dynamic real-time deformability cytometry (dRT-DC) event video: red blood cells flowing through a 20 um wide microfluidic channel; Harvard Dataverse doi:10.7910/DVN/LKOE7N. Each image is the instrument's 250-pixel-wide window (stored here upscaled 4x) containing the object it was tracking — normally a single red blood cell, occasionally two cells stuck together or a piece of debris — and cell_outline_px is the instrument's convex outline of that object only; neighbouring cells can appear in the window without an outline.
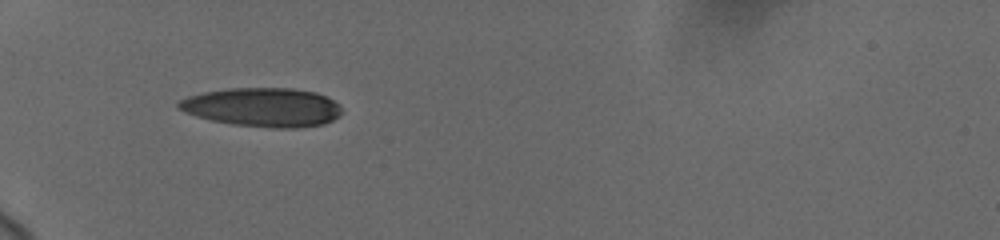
{"species": "human", "species_latin": "Homo sapiens", "temperature_condition": "cold", "stored_images_in_passage": 4, "camera_frame_rate_fps": 3000, "um_per_image_px": 0.085, "donor": {"sex": "female"}, "frame": {"image": 1, "passage_image": 2, "time_ms": 0.667, "image_size_px": [1000, 240], "cell_outline_px": [[344, 112], [340, 116], [324, 124], [300, 128], [276, 128], [232, 124], [212, 120], [196, 116], [184, 112], [176, 108], [176, 104], [180, 100], [188, 96], [204, 92], [228, 88], [292, 88], [316, 92], [328, 96], [340, 104]], "centroid_in_image_um": [22.37, 9.11], "position_along_channel_um": 62.6, "area_um2": 37.45}}
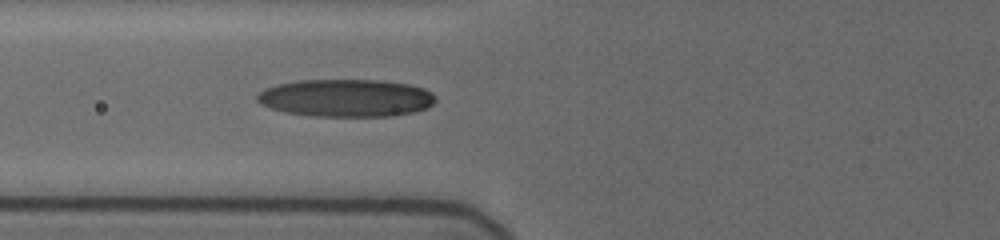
{"frame": {"image": 2, "passage_image": 4, "time_ms": 2.0, "image_size_px": [1000, 240], "cell_outline_px": [[436, 100], [428, 108], [412, 112], [388, 116], [312, 116], [284, 112], [260, 104], [256, 100], [256, 96], [264, 88], [276, 84], [296, 80], [380, 80], [408, 84], [424, 88]], "centroid_in_image_um": [29.36, 8.32], "position_along_channel_um": 96.4, "area_um2": 39.07}}